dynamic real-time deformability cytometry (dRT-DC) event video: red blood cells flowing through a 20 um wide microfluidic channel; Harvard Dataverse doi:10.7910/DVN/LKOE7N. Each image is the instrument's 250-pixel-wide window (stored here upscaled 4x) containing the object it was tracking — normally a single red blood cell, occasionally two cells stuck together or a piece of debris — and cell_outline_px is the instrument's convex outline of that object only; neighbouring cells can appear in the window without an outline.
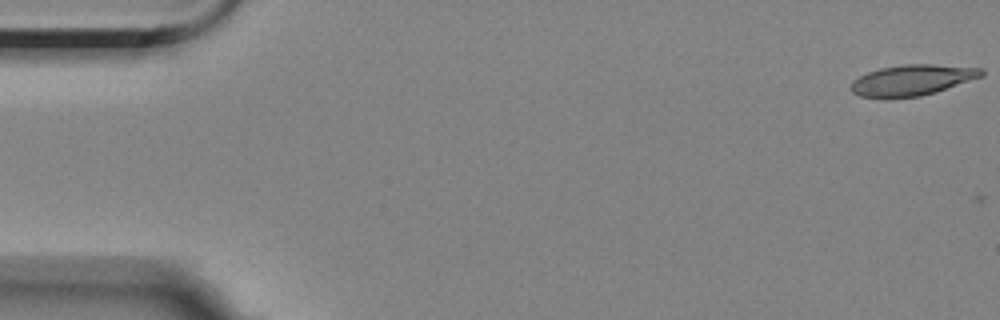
{"species": "Egyptian fruit bat (a non-hibernating species)", "species_latin": "Rousettus aegyptiacus", "temperature_condition": "room temperature", "stored_images_in_passage": 3, "camera_frame_rate_fps": 3000, "um_per_image_px": 0.085, "animal": {"sex": "female"}, "frame": {"image": 1, "passage_image": 1, "time_ms": 0.0, "image_size_px": [1000, 320], "cell_outline_px": [[984, 76], [936, 92], [920, 96], [860, 96], [852, 92], [852, 80], [868, 72], [880, 68], [904, 64], [932, 64], [980, 68], [984, 72]], "centroid_in_image_um": [77.58, 6.78], "position_along_channel_um": 7.4, "area_um2": 22.89}}